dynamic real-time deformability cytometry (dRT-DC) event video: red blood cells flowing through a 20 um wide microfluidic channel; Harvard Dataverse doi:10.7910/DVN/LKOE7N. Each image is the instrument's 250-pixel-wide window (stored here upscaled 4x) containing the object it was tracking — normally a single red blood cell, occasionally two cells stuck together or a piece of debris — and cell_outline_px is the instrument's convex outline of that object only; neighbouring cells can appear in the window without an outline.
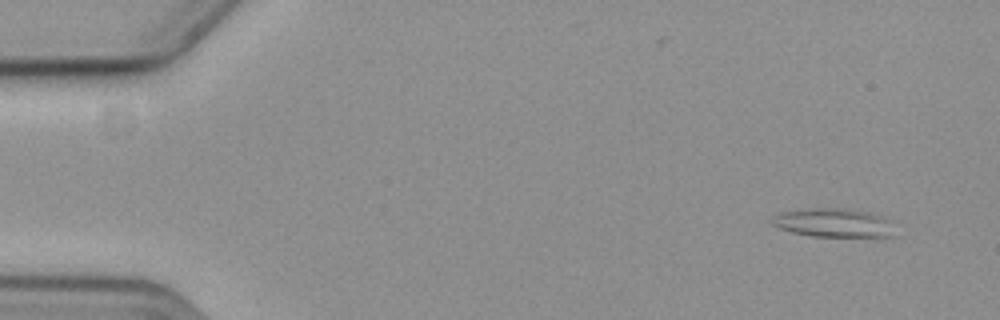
{"species": "common noctule bat (a hibernating species)", "species_latin": "Nyctalus noctula", "temperature_condition": "cold", "stored_images_in_passage": 58, "camera_frame_rate_fps": 3000, "um_per_image_px": 0.085, "animal": {"sex": "female", "body_mass_g": 19.3, "forearm_length_mm": 54.1}, "frame": {"image": 1, "passage_image": 5, "time_ms": 1.333, "image_size_px": [1000, 320], "cell_outline_px": [[892, 236], [812, 236], [792, 232], [780, 228], [772, 224], [768, 220], [780, 212], [816, 208], [840, 208], [880, 216], [888, 220]], "centroid_in_image_um": [70.72, 18.94], "position_along_channel_um": 14.3, "area_um2": 19.77}}
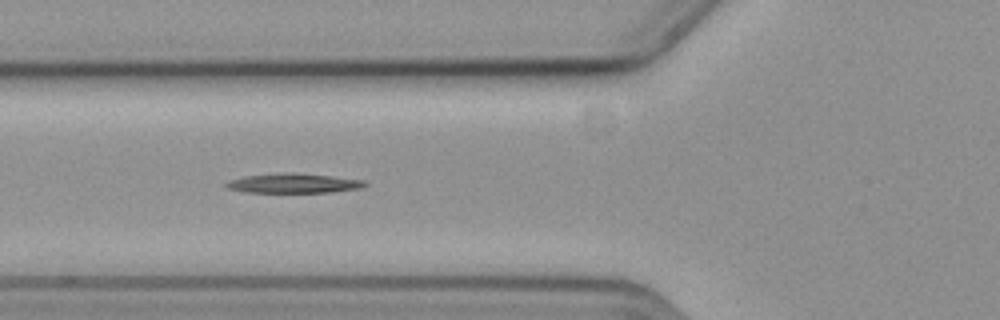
{"frame": {"image": 2, "passage_image": 23, "time_ms": 7.333, "image_size_px": [1000, 320], "cell_outline_px": [[368, 184], [360, 188], [332, 192], [244, 192], [228, 188], [224, 184], [232, 180], [244, 176], [332, 176], [364, 180]], "centroid_in_image_um": [25.02, 15.64], "position_along_channel_um": 100.8, "area_um2": 14.33}}
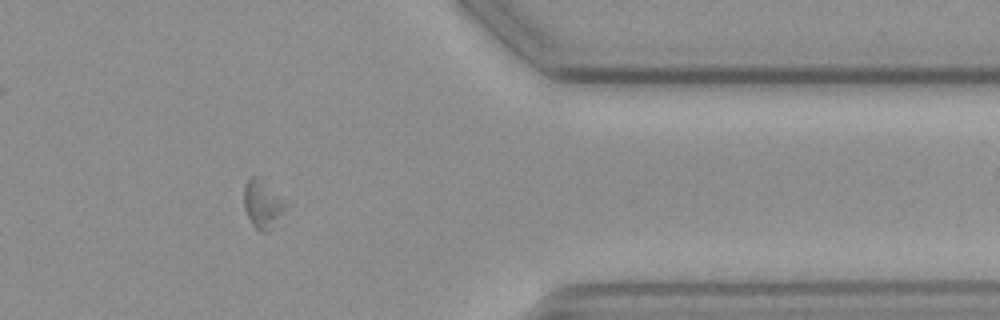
{"frame": {"image": 3, "passage_image": 49, "time_ms": 16.0, "image_size_px": [1000, 320], "cell_outline_px": [[288, 208], [268, 232], [260, 232], [252, 224], [244, 208], [244, 184], [252, 176], [256, 176], [284, 200], [288, 204]], "centroid_in_image_um": [22.33, 17.39], "position_along_channel_um": 389.1, "area_um2": 11.5}, "authors_computed_cell_mechanics": {"area_um2": 15.6349, "velocity_mm_per_s": 3.5307, "shape_relaxation_time_tau1_ms": 3.7591, "shape_relaxation_time_tau2_ms": null, "deformation_change_tau1": 0.1392, "deformation_change_tau2": null}}